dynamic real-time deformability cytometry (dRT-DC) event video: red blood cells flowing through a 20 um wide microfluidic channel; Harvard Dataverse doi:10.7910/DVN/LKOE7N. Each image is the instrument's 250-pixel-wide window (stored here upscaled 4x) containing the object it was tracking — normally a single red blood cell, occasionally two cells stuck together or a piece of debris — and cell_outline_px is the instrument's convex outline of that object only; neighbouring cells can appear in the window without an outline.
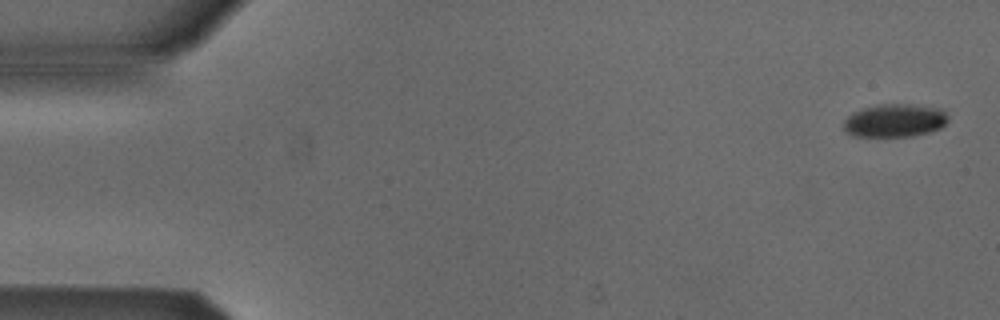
{"species": "Egyptian fruit bat (a non-hibernating species)", "species_latin": "Rousettus aegyptiacus", "temperature_condition": "cold", "stored_images_in_passage": 4, "camera_frame_rate_fps": 3000, "um_per_image_px": 0.085, "animal": {"sex": "male"}, "frame": {"image": 1, "passage_image": 1, "time_ms": 0.0, "image_size_px": [1000, 320], "cell_outline_px": [[948, 120], [940, 128], [928, 132], [912, 136], [852, 136], [844, 128], [844, 120], [852, 112], [864, 108], [880, 104], [908, 104], [940, 108], [948, 116]], "centroid_in_image_um": [76.05, 10.24], "position_along_channel_um": 9.0, "area_um2": 20.0}}